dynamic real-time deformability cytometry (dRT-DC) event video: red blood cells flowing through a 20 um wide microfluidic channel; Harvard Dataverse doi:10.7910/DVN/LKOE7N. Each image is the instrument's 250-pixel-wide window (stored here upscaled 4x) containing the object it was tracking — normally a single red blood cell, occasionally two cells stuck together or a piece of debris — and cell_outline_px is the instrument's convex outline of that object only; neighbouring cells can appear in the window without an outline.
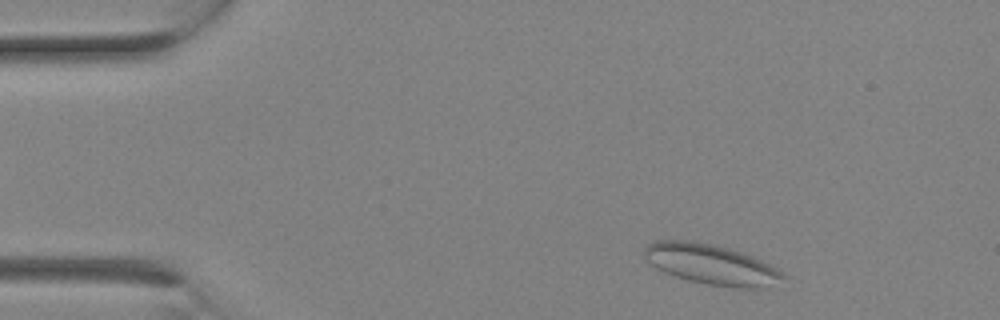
{"species": "Egyptian fruit bat (a non-hibernating species)", "species_latin": "Rousettus aegyptiacus", "temperature_condition": "room temperature", "stored_images_in_passage": 5, "camera_frame_rate_fps": 3000, "um_per_image_px": 0.085, "animal": {"sex": "female"}, "frame": {"image": 1, "passage_image": 1, "time_ms": 0.0, "image_size_px": [1000, 320], "cell_outline_px": [[788, 276], [764, 288], [732, 288], [708, 284], [688, 280], [664, 272], [656, 268], [644, 260], [644, 248], [648, 244], [656, 240], [696, 240], [728, 248], [752, 256], [776, 268]], "centroid_in_image_um": [60.41, 22.46], "position_along_channel_um": 24.6, "area_um2": 32.6}}